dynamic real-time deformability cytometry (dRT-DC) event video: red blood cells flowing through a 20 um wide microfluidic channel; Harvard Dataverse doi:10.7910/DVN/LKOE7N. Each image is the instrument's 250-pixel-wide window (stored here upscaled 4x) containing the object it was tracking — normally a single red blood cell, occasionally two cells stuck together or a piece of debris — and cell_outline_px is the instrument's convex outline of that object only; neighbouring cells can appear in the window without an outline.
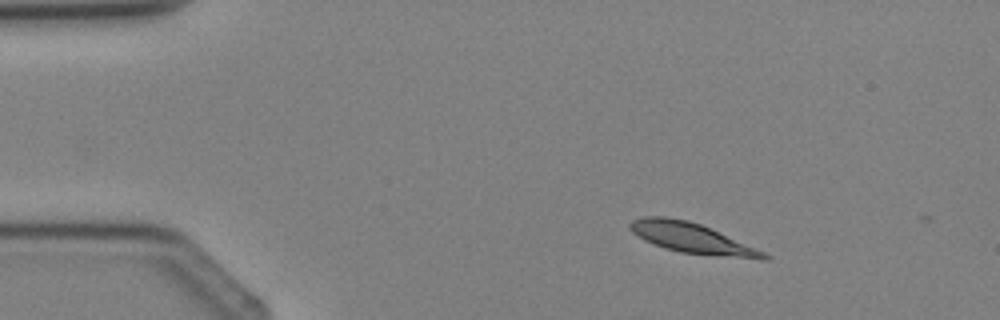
{"species": "Egyptian fruit bat (a non-hibernating species)", "species_latin": "Rousettus aegyptiacus", "temperature_condition": "cold", "stored_images_in_passage": 3, "camera_frame_rate_fps": 3000, "um_per_image_px": 0.085, "animal": {"sex": "female"}, "frame": {"image": 1, "passage_image": 1, "time_ms": 0.0, "image_size_px": [1000, 320], "cell_outline_px": [[772, 256], [768, 260], [760, 260], [680, 252], [644, 240], [632, 232], [628, 228], [628, 224], [632, 220], [644, 216], [664, 216], [688, 220], [700, 224], [764, 252]], "centroid_in_image_um": [58.8, 20.24], "position_along_channel_um": 26.2, "area_um2": 23.24}}
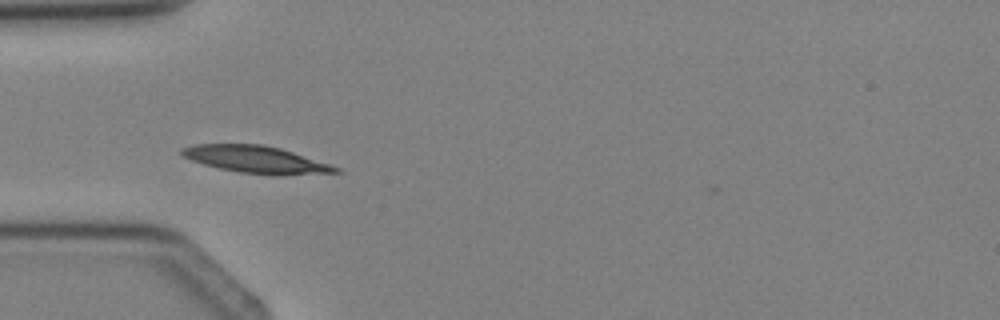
{"frame": {"image": 2, "passage_image": 2, "time_ms": 2.0, "image_size_px": [1000, 320], "cell_outline_px": [[344, 172], [276, 176], [272, 176], [240, 172], [220, 168], [204, 164], [192, 160], [184, 156], [180, 152], [180, 148], [196, 144], [264, 144], [280, 148], [340, 168]], "centroid_in_image_um": [21.78, 13.57], "position_along_channel_um": 63.2, "area_um2": 24.28}}
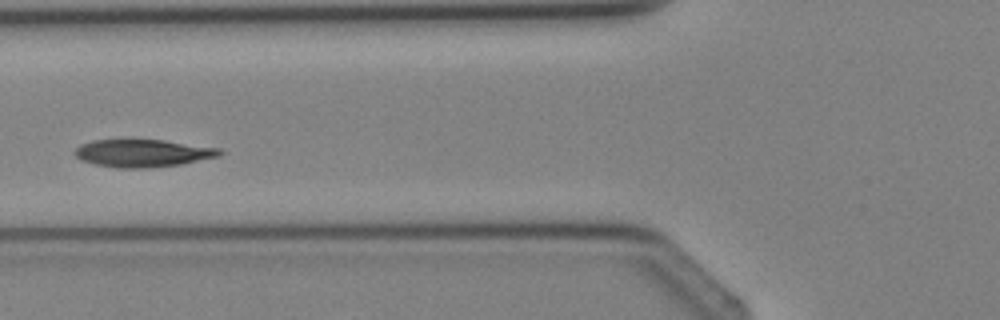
{"frame": {"image": 3, "passage_image": 3, "time_ms": 3.0, "image_size_px": [1000, 320], "cell_outline_px": [[224, 152], [220, 156], [180, 164], [148, 168], [116, 168], [96, 164], [80, 160], [72, 152], [80, 144], [92, 140], [164, 140], [220, 148]], "centroid_in_image_um": [12.12, 13.02], "position_along_channel_um": 113.7, "area_um2": 23.35}}